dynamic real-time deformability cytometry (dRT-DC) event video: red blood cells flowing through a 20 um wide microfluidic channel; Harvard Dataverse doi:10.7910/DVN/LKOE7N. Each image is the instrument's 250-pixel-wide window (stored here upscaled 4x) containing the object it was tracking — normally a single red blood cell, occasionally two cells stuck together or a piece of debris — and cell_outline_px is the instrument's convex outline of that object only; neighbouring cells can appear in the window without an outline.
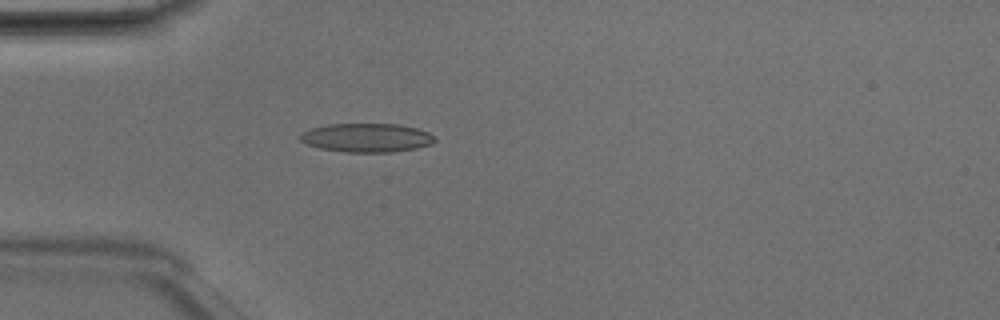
{"species": "Egyptian fruit bat (a non-hibernating species)", "species_latin": "Rousettus aegyptiacus", "temperature_condition": "room temperature", "stored_images_in_passage": 4, "camera_frame_rate_fps": 3000, "um_per_image_px": 0.085, "animal": {"sex": "male"}, "frame": {"image": 1, "passage_image": 4, "time_ms": 1.0, "image_size_px": [1000, 320], "cell_outline_px": [[436, 140], [432, 144], [416, 148], [392, 152], [344, 152], [320, 148], [308, 144], [300, 140], [300, 136], [304, 132], [312, 128], [328, 124], [400, 124], [416, 128], [428, 132], [436, 136]], "centroid_in_image_um": [31.22, 11.7], "position_along_channel_um": 53.8, "area_um2": 22.54}}